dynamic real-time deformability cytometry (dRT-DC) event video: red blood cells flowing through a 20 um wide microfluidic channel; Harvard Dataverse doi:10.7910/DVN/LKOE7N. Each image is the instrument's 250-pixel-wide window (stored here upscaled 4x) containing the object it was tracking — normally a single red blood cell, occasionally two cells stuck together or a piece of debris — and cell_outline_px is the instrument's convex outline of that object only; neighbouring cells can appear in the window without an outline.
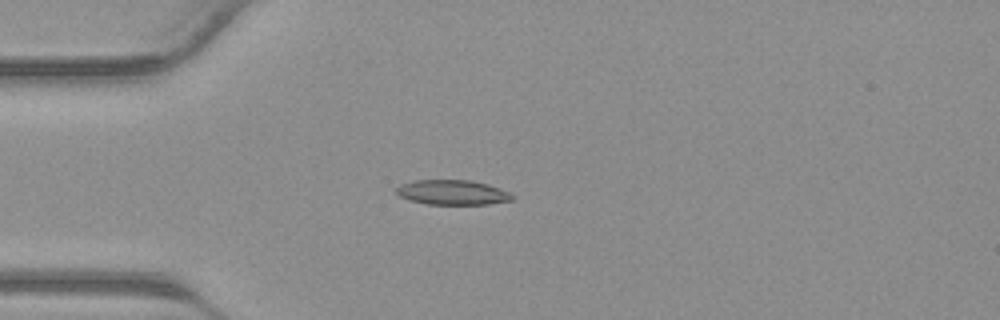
{"species": "common noctule bat (a hibernating species)", "species_latin": "Nyctalus noctula", "temperature_condition": "warm", "stored_images_in_passage": 41, "camera_frame_rate_fps": 3000, "um_per_image_px": 0.085, "animal": {"sex": "male", "body_mass_g": 23.1, "forearm_length_mm": 52.7}, "frame": {"image": 1, "passage_image": 11, "time_ms": 3.333, "image_size_px": [1000, 320], "cell_outline_px": [[512, 200], [488, 204], [428, 204], [408, 200], [400, 196], [396, 192], [396, 188], [400, 184], [412, 180], [468, 180], [500, 188], [508, 192], [512, 196]], "centroid_in_image_um": [38.39, 16.35], "position_along_channel_um": 46.6, "area_um2": 16.59}}
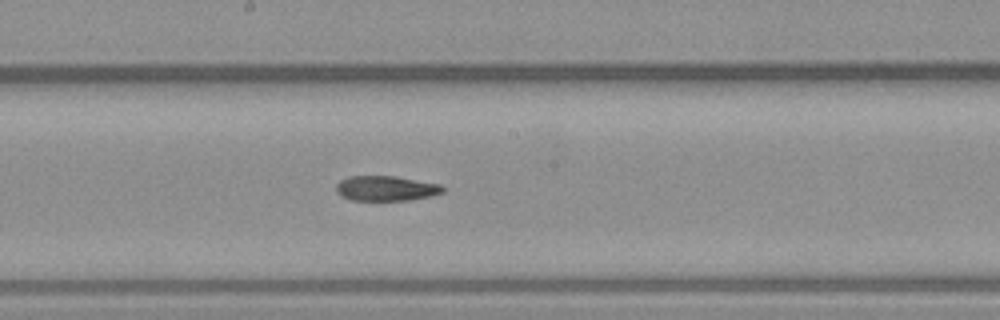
{"frame": {"image": 2, "passage_image": 22, "time_ms": 7.0, "image_size_px": [1000, 320], "cell_outline_px": [[444, 192], [432, 196], [408, 200], [352, 200], [336, 192], [336, 184], [340, 180], [348, 176], [396, 176], [440, 184], [444, 188]], "centroid_in_image_um": [32.82, 16.0], "position_along_channel_um": 215.4, "area_um2": 15.55}}
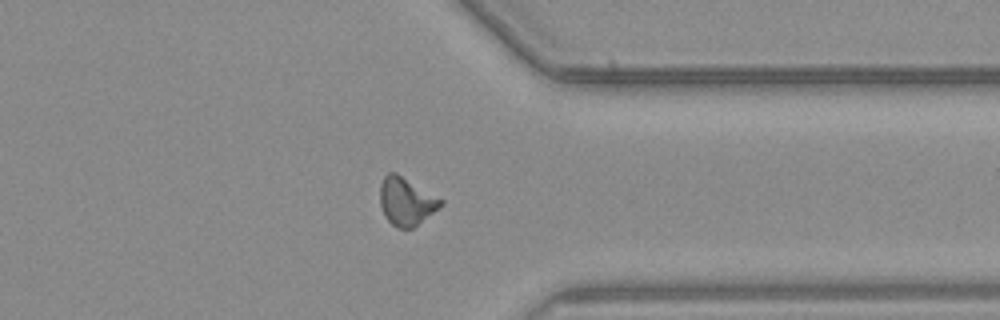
{"frame": {"image": 3, "passage_image": 32, "time_ms": 10.333, "image_size_px": [1000, 320], "cell_outline_px": [[444, 204], [412, 228], [396, 228], [388, 220], [380, 204], [380, 184], [384, 176], [388, 172], [396, 172], [444, 200]], "centroid_in_image_um": [34.53, 17.09], "position_along_channel_um": 376.9, "area_um2": 16.82}}